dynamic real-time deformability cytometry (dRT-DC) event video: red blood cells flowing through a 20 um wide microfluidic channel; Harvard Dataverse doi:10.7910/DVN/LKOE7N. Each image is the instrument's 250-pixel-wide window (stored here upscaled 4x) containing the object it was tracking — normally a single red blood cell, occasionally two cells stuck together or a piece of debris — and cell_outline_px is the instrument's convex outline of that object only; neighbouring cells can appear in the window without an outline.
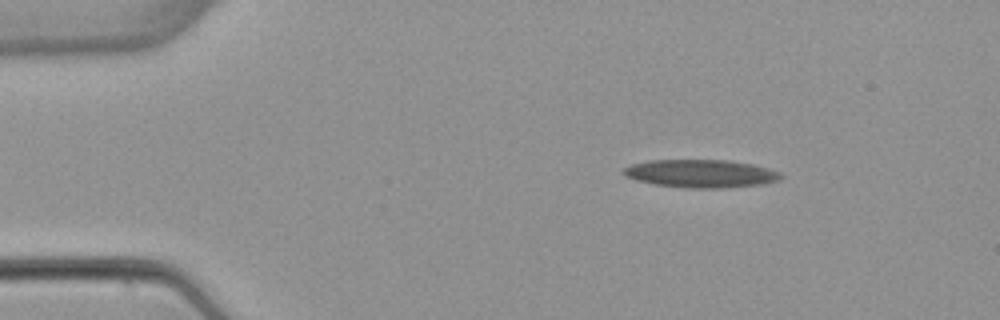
{"species": "common noctule bat (a hibernating species)", "species_latin": "Nyctalus noctula", "temperature_condition": "warm", "stored_images_in_passage": 2, "camera_frame_rate_fps": 3000, "um_per_image_px": 0.085, "animal": {"sex": "female", "body_mass_g": 22.7, "forearm_length_mm": 54.2}, "frame": {"image": 1, "passage_image": 1, "time_ms": 0.0, "image_size_px": [1000, 320], "cell_outline_px": [[784, 176], [780, 180], [764, 184], [724, 188], [684, 188], [652, 184], [636, 180], [620, 172], [624, 168], [632, 164], [648, 160], [728, 160], [752, 164], [768, 168], [780, 172]], "centroid_in_image_um": [59.59, 14.76], "position_along_channel_um": 25.4, "area_um2": 25.89}}